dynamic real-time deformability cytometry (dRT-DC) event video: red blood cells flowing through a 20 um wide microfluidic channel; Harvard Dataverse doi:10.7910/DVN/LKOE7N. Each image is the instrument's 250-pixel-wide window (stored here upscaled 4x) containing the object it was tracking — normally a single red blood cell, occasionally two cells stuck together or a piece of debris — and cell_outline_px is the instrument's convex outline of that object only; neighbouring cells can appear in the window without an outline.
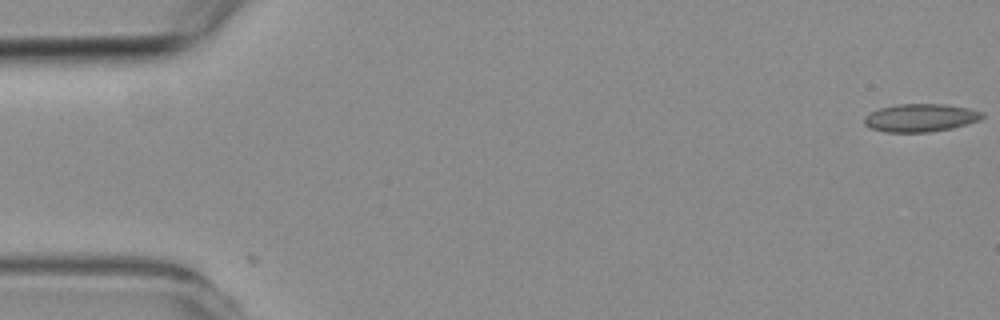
{"species": "common noctule bat (a hibernating species)", "species_latin": "Nyctalus noctula", "temperature_condition": "room temperature", "stored_images_in_passage": 5, "camera_frame_rate_fps": 3000, "um_per_image_px": 0.085, "animal": {"sex": "female", "body_mass_g": 19.3, "forearm_length_mm": 54.1}, "frame": {"image": 1, "passage_image": 1, "time_ms": 0.0, "image_size_px": [1000, 320], "cell_outline_px": [[984, 116], [980, 120], [968, 124], [952, 128], [928, 132], [884, 132], [868, 128], [864, 124], [864, 116], [880, 108], [900, 104], [944, 104], [968, 108], [984, 112]], "centroid_in_image_um": [78.25, 10.02], "position_along_channel_um": 6.8, "area_um2": 19.31}}
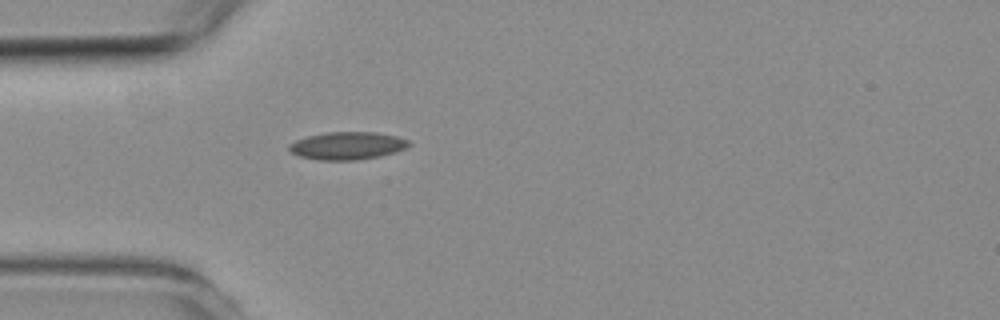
{"frame": {"image": 2, "passage_image": 5, "time_ms": 4.667, "image_size_px": [1000, 320], "cell_outline_px": [[412, 144], [408, 148], [396, 152], [380, 156], [356, 160], [316, 160], [300, 156], [292, 152], [288, 148], [288, 144], [296, 140], [308, 136], [328, 132], [376, 132], [396, 136], [408, 140]], "centroid_in_image_um": [29.55, 12.39], "position_along_channel_um": 55.4, "area_um2": 19.42}}